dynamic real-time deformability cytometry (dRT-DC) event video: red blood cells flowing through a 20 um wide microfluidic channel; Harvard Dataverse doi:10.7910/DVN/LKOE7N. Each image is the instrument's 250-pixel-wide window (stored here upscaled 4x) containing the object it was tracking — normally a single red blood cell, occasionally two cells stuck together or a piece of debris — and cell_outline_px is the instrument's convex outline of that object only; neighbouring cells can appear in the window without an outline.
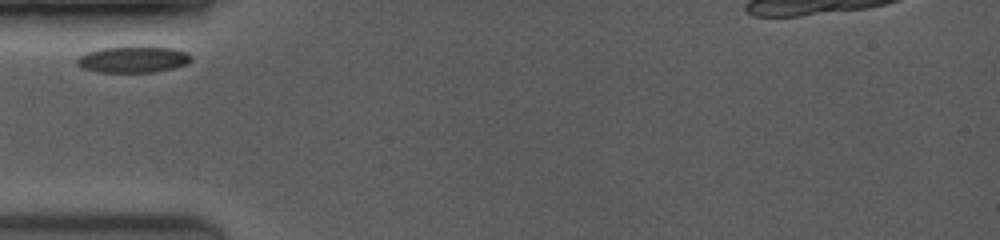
{"species": "common noctule bat (a hibernating species)", "species_latin": "Nyctalus noctula", "temperature_condition": "room temperature", "stored_images_in_passage": 23, "camera_frame_rate_fps": 3500, "um_per_image_px": 0.085, "animal": {"sex": "female", "body_mass_g": 19.0, "forearm_length_mm": 53.3}, "frame": {"image": 1, "passage_image": 1, "time_ms": 0.0, "image_size_px": [1000, 240], "cell_outline_px": [[192, 60], [184, 64], [172, 68], [156, 72], [100, 72], [84, 68], [76, 64], [76, 60], [80, 56], [88, 52], [100, 48], [172, 48], [188, 52], [192, 56]], "centroid_in_image_um": [11.33, 5.07], "position_along_channel_um": 73.7, "area_um2": 16.99}}
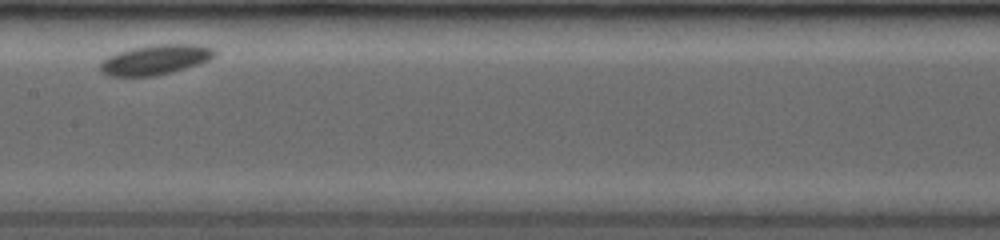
{"frame": {"image": 2, "passage_image": 9, "time_ms": 3.429, "image_size_px": [1000, 240], "cell_outline_px": [[216, 56], [200, 64], [172, 72], [156, 76], [108, 76], [100, 72], [100, 60], [116, 52], [128, 48], [156, 44], [196, 44], [212, 48], [216, 52]], "centroid_in_image_um": [13.17, 5.07], "position_along_channel_um": 194.2, "area_um2": 20.29}}
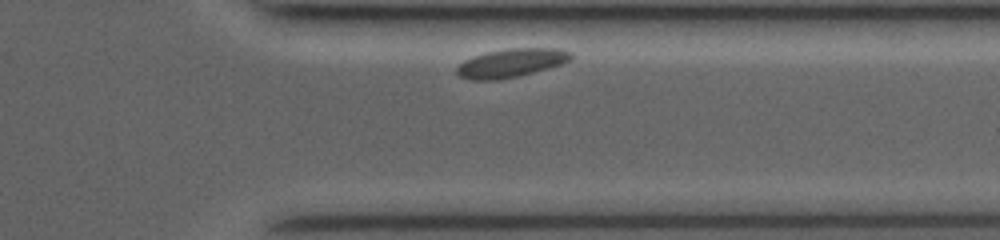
{"frame": {"image": 3, "passage_image": 21, "time_ms": 8.286, "image_size_px": [1000, 240], "cell_outline_px": [[572, 60], [564, 64], [516, 76], [496, 80], [468, 80], [456, 76], [456, 68], [464, 60], [472, 56], [488, 52], [508, 48], [560, 48], [572, 52]], "centroid_in_image_um": [43.45, 5.35], "position_along_channel_um": 368.0, "area_um2": 19.19}}